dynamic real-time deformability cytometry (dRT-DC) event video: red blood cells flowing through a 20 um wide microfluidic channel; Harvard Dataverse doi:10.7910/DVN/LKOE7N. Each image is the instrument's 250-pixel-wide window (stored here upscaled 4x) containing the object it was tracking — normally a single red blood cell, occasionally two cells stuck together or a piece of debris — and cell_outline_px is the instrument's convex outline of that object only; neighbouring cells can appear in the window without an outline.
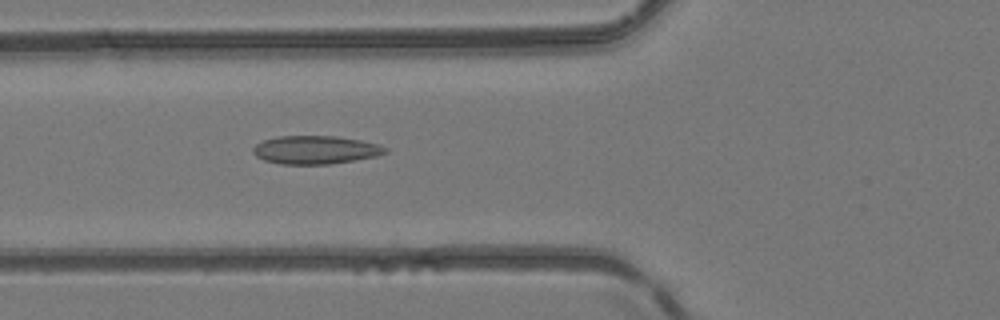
{"species": "common noctule bat (a hibernating species)", "species_latin": "Nyctalus noctula", "temperature_condition": "room temperature", "stored_images_in_passage": 32, "camera_frame_rate_fps": 3000, "um_per_image_px": 0.085, "animal": {"sex": "female", "body_mass_g": 24.6, "forearm_length_mm": 56.2}, "frame": {"image": 1, "passage_image": 8, "time_ms": 2.333, "image_size_px": [1000, 320], "cell_outline_px": [[388, 152], [376, 156], [332, 164], [280, 164], [264, 160], [256, 156], [252, 152], [252, 148], [256, 144], [264, 140], [276, 136], [336, 136], [360, 140], [376, 144], [388, 148]], "centroid_in_image_um": [26.79, 12.74], "position_along_channel_um": 99.0, "area_um2": 21.79}}
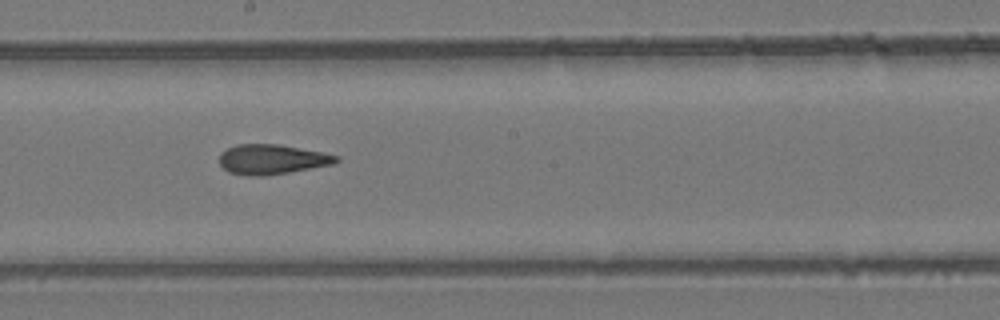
{"frame": {"image": 2, "passage_image": 17, "time_ms": 5.333, "image_size_px": [1000, 320], "cell_outline_px": [[340, 160], [332, 164], [288, 172], [264, 176], [244, 176], [228, 172], [220, 164], [220, 152], [236, 144], [280, 144], [324, 152], [340, 156]], "centroid_in_image_um": [23.11, 13.54], "position_along_channel_um": 225.1, "area_um2": 20.46}}
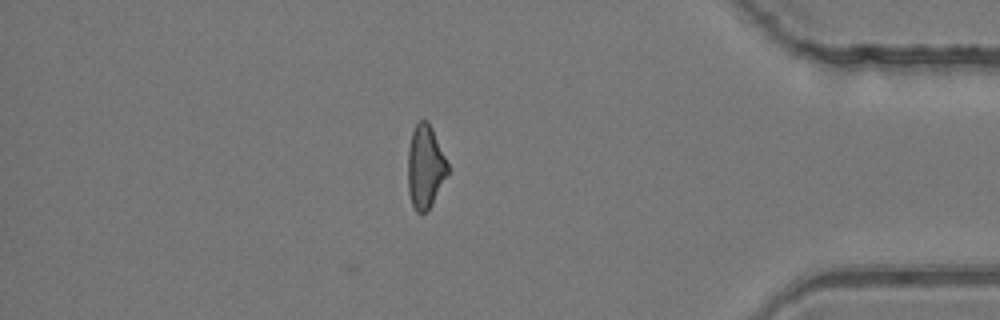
{"frame": {"image": 3, "passage_image": 32, "time_ms": 10.333, "image_size_px": [1000, 320], "cell_outline_px": [[448, 172], [432, 204], [424, 212], [416, 212], [412, 204], [408, 192], [408, 148], [412, 132], [416, 124], [420, 120], [428, 120], [432, 128], [448, 164]], "centroid_in_image_um": [36.13, 14.16], "position_along_channel_um": 399.1, "area_um2": 19.07}, "authors_computed_cell_mechanics": {"area_um2": 20.23, "velocity_mm_per_s": 4.1677, "shape_relaxation_time_tau1_ms": null, "shape_relaxation_time_tau2_ms": 3.1897, "deformation_change_tau1": null, "deformation_change_tau2": 0.1059}}